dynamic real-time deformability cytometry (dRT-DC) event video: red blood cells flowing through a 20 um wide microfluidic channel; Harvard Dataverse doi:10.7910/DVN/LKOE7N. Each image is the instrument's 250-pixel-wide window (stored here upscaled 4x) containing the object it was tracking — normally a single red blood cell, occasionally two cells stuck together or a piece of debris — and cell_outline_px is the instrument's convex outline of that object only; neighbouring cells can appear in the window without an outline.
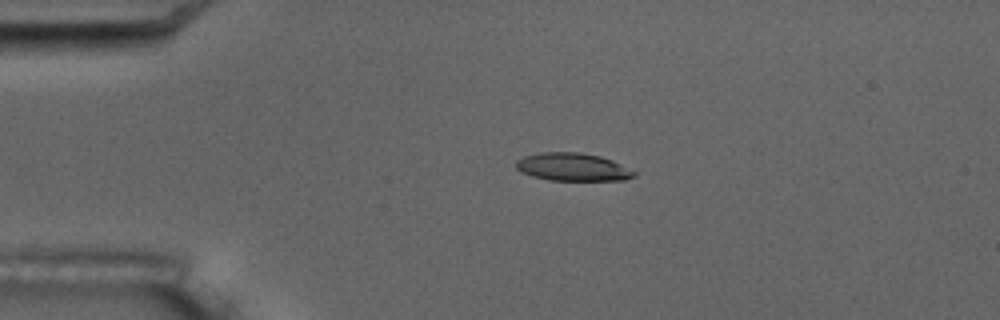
{"species": "common noctule bat (a hibernating species)", "species_latin": "Nyctalus noctula", "temperature_condition": "room temperature", "stored_images_in_passage": 3, "camera_frame_rate_fps": 3000, "um_per_image_px": 0.085, "animal": {"sex": "male", "body_mass_g": 17.5, "forearm_length_mm": 52.3}, "frame": {"image": 1, "passage_image": 2, "time_ms": 1.0, "image_size_px": [1000, 320], "cell_outline_px": [[636, 176], [624, 180], [548, 180], [532, 176], [520, 172], [516, 168], [516, 160], [524, 156], [540, 152], [580, 152], [600, 156], [612, 160], [636, 172]], "centroid_in_image_um": [48.66, 14.19], "position_along_channel_um": 36.3, "area_um2": 19.25}}